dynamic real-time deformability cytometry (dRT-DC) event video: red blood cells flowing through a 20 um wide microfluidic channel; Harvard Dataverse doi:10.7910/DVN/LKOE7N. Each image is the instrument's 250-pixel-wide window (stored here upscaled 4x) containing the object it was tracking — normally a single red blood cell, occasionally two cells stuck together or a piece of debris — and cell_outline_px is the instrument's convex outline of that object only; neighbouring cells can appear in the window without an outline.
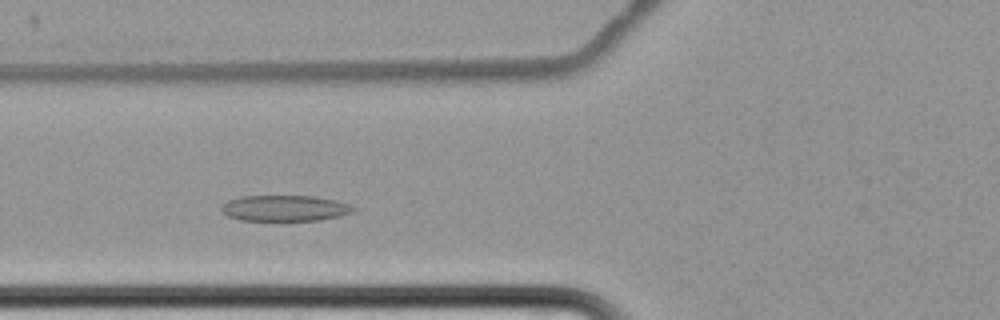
{"species": "common noctule bat (a hibernating species)", "species_latin": "Nyctalus noctula", "temperature_condition": "cold", "stored_images_in_passage": 5, "camera_frame_rate_fps": 3000, "um_per_image_px": 0.085, "animal": {"sex": "female", "body_mass_g": 22.7, "forearm_length_mm": 54.2}, "frame": {"image": 1, "passage_image": 3, "time_ms": 2.333, "image_size_px": [1000, 320], "cell_outline_px": [[356, 208], [352, 212], [340, 216], [316, 220], [240, 220], [228, 216], [220, 212], [220, 208], [228, 200], [240, 196], [316, 196], [348, 204]], "centroid_in_image_um": [24.15, 17.69], "position_along_channel_um": 101.6, "area_um2": 19.77}}
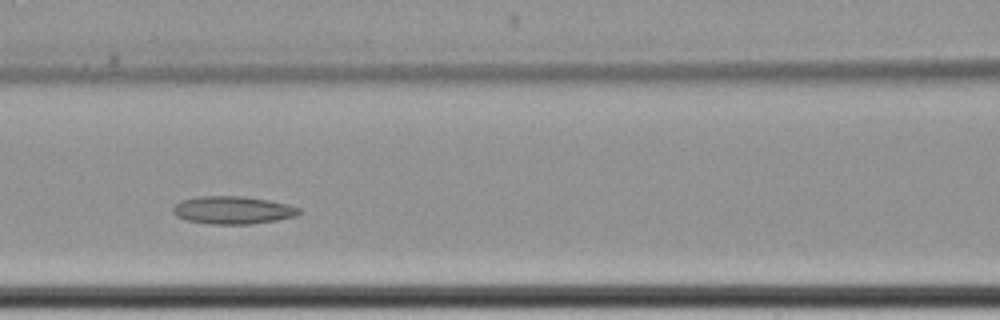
{"frame": {"image": 2, "passage_image": 4, "time_ms": 3.667, "image_size_px": [1000, 320], "cell_outline_px": [[304, 212], [296, 216], [276, 220], [252, 224], [208, 224], [188, 220], [176, 216], [172, 212], [172, 208], [180, 200], [196, 196], [244, 196], [268, 200], [300, 208]], "centroid_in_image_um": [19.77, 17.86], "position_along_channel_um": 146.8, "area_um2": 20.52}}
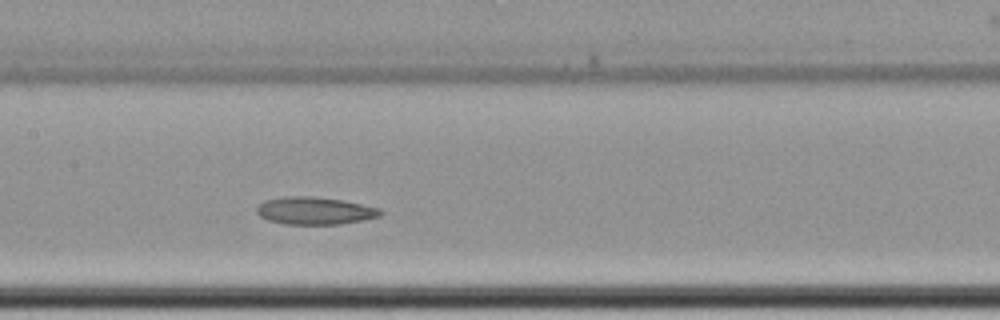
{"frame": {"image": 3, "passage_image": 5, "time_ms": 4.667, "image_size_px": [1000, 320], "cell_outline_px": [[384, 212], [380, 216], [340, 224], [284, 224], [268, 220], [260, 216], [256, 212], [256, 208], [264, 200], [284, 196], [312, 196], [344, 200], [380, 208]], "centroid_in_image_um": [26.75, 17.9], "position_along_channel_um": 180.7, "area_um2": 19.88}}